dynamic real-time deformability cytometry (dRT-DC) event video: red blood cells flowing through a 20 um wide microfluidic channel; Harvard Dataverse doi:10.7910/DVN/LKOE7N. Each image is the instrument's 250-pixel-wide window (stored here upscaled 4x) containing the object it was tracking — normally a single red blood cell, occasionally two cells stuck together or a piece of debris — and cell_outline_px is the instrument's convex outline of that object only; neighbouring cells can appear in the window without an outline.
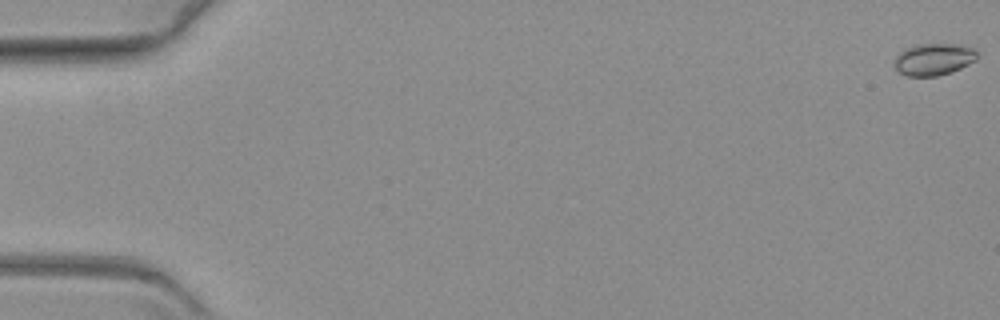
{"species": "common noctule bat (a hibernating species)", "species_latin": "Nyctalus noctula", "temperature_condition": "warm", "stored_images_in_passage": 14, "camera_frame_rate_fps": 3000, "um_per_image_px": 0.085, "animal": {"sex": "female", "body_mass_g": 19.3, "forearm_length_mm": 54.1}, "frame": {"image": 1, "passage_image": 1, "time_ms": 0.0, "image_size_px": [1000, 320], "cell_outline_px": [[976, 60], [960, 68], [936, 76], [908, 76], [900, 72], [896, 68], [896, 56], [904, 48], [916, 44], [960, 44], [972, 48], [976, 52]], "centroid_in_image_um": [79.35, 5.02], "position_along_channel_um": 5.6, "area_um2": 15.14}}